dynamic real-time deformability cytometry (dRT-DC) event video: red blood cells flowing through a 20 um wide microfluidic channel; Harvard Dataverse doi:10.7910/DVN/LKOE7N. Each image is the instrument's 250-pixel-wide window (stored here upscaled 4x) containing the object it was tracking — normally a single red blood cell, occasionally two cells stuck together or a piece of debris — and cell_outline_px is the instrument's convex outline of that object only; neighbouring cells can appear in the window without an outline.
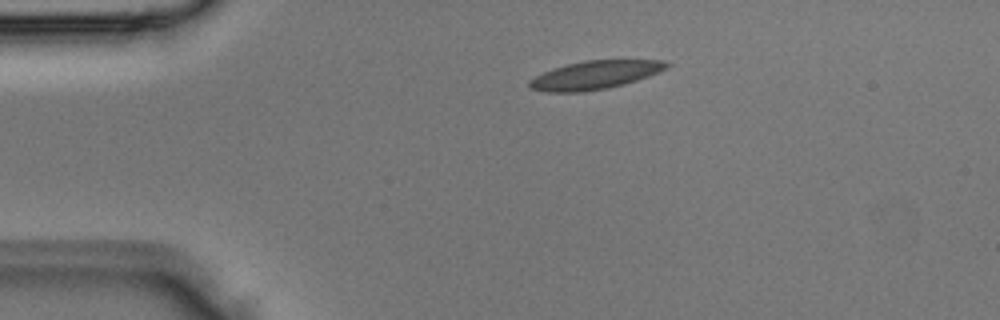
{"species": "Egyptian fruit bat (a non-hibernating species)", "species_latin": "Rousettus aegyptiacus", "temperature_condition": "room temperature", "stored_images_in_passage": 2, "camera_frame_rate_fps": 3000, "um_per_image_px": 0.085, "animal": {"sex": "male"}, "frame": {"image": 1, "passage_image": 1, "time_ms": 0.0, "image_size_px": [1000, 320], "cell_outline_px": [[672, 64], [668, 68], [648, 76], [624, 84], [608, 88], [584, 92], [548, 92], [528, 88], [528, 80], [544, 72], [568, 64], [584, 60], [664, 60]], "centroid_in_image_um": [50.58, 6.38], "position_along_channel_um": 34.4, "area_um2": 22.66}}